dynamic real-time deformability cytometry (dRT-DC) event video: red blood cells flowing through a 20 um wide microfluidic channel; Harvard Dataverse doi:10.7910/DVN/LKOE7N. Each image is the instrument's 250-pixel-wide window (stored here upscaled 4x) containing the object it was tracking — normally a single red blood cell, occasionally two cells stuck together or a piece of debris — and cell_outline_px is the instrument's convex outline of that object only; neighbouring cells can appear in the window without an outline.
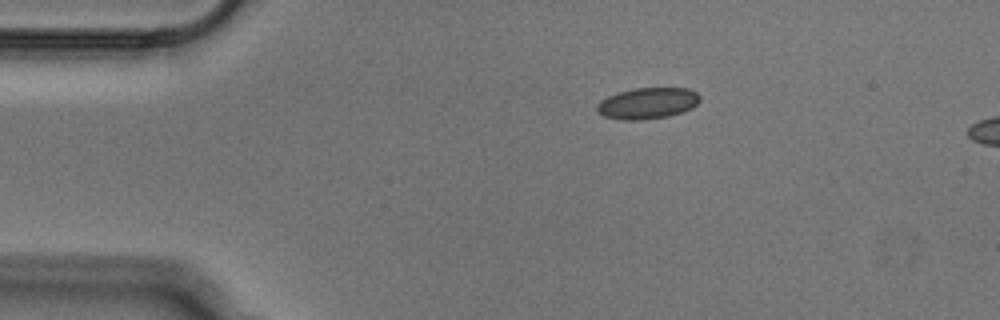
{"species": "Egyptian fruit bat (a non-hibernating species)", "species_latin": "Rousettus aegyptiacus", "temperature_condition": "cold", "stored_images_in_passage": 5, "camera_frame_rate_fps": 3000, "um_per_image_px": 0.085, "animal": {"sex": "male"}, "frame": {"image": 1, "passage_image": 1, "time_ms": 0.0, "image_size_px": [1000, 320], "cell_outline_px": [[700, 100], [692, 108], [668, 116], [644, 120], [624, 120], [604, 116], [596, 112], [596, 104], [600, 100], [608, 96], [632, 88], [688, 88], [696, 92], [700, 96]], "centroid_in_image_um": [55.02, 8.78], "position_along_channel_um": 30.0, "area_um2": 18.79}}